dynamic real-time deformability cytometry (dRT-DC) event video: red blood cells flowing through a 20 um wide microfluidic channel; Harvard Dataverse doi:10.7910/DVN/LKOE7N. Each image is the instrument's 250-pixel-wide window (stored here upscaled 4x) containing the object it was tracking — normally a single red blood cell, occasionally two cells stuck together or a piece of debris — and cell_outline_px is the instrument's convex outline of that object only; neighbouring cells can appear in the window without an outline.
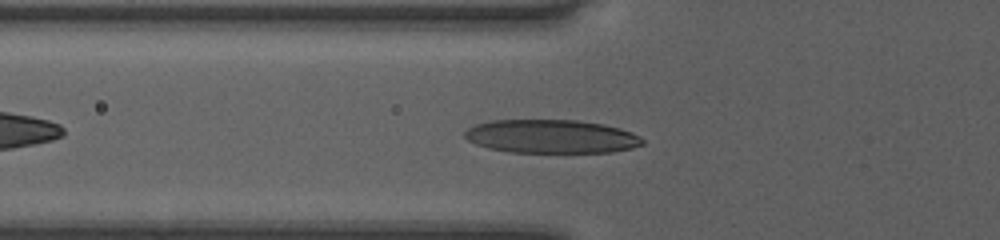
{"species": "human", "species_latin": "Homo sapiens", "temperature_condition": "room temperature", "stored_images_in_passage": 39, "camera_frame_rate_fps": 3000, "um_per_image_px": 0.085, "donor": {"sex": "female"}, "frame": {"image": 1, "passage_image": 7, "time_ms": 2.0, "image_size_px": [1000, 240], "cell_outline_px": [[644, 144], [632, 148], [612, 152], [508, 152], [488, 148], [476, 144], [468, 140], [464, 136], [464, 132], [472, 124], [492, 120], [576, 120], [604, 124], [620, 128], [632, 132], [640, 136], [644, 140]], "centroid_in_image_um": [46.85, 11.59], "position_along_channel_um": 78.9, "area_um2": 34.97}}
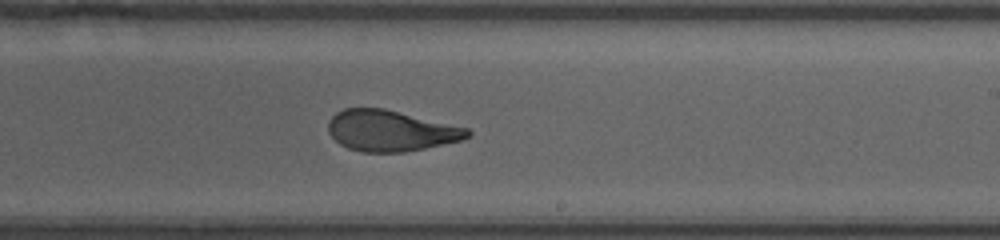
{"frame": {"image": 2, "passage_image": 20, "time_ms": 6.333, "image_size_px": [1000, 240], "cell_outline_px": [[472, 136], [464, 140], [404, 152], [364, 152], [348, 148], [340, 144], [328, 132], [328, 120], [336, 112], [344, 108], [384, 108], [468, 128], [472, 132]], "centroid_in_image_um": [33.22, 11.11], "position_along_channel_um": 255.8, "area_um2": 33.29}}
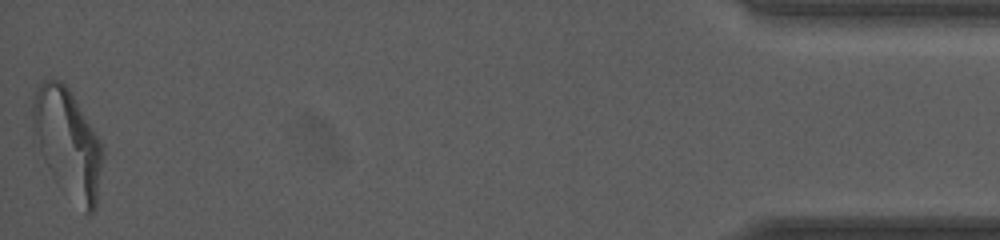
{"frame": {"image": 3, "passage_image": 39, "time_ms": 12.667, "image_size_px": [1000, 240], "cell_outline_px": [[104, 152], [96, 208], [92, 212], [84, 212], [40, 148], [32, 128], [32, 104], [36, 88], [44, 80], [60, 80], [68, 88], [96, 132]], "centroid_in_image_um": [5.81, 12.02], "position_along_channel_um": 429.4, "area_um2": 41.73}, "authors_computed_cell_mechanics": {"area_um2": 34.3332, "velocity_mm_per_s": 4.0652, "shape_relaxation_time_tau1_ms": 3.9869, "shape_relaxation_time_tau2_ms": 1.0088, "deformation_change_tau1": 0.1904, "deformation_change_tau2": 0.0832}}